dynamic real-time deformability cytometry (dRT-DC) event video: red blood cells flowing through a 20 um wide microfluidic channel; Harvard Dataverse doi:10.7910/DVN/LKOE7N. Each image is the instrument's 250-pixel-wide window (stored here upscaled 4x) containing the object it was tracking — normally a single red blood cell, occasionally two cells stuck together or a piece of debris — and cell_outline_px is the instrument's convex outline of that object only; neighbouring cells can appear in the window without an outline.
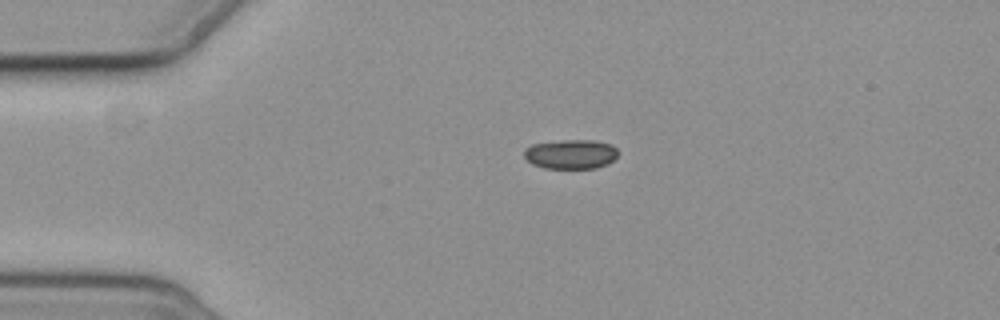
{"species": "common noctule bat (a hibernating species)", "species_latin": "Nyctalus noctula", "temperature_condition": "cold", "stored_images_in_passage": 3, "camera_frame_rate_fps": 3000, "um_per_image_px": 0.085, "animal": {"sex": "female", "body_mass_g": 19.3, "forearm_length_mm": 54.1}, "frame": {"image": 1, "passage_image": 1, "time_ms": 0.0, "image_size_px": [1000, 320], "cell_outline_px": [[620, 152], [608, 164], [596, 168], [544, 168], [532, 164], [524, 156], [524, 148], [532, 144], [560, 140], [592, 140], [612, 144]], "centroid_in_image_um": [48.52, 13.09], "position_along_channel_um": 36.5, "area_um2": 16.24}}
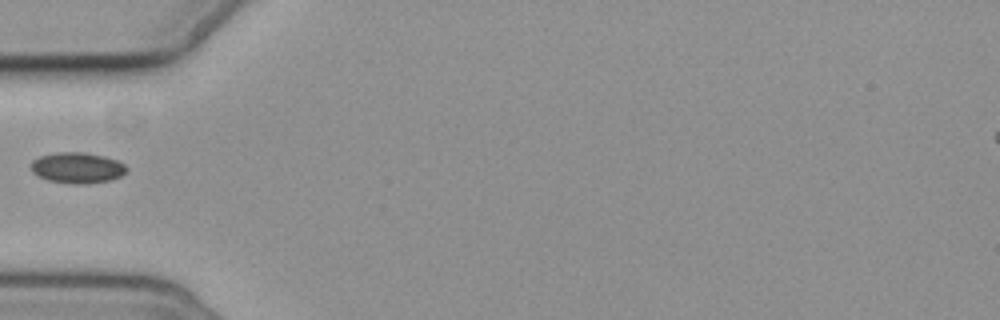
{"frame": {"image": 2, "passage_image": 3, "time_ms": 2.333, "image_size_px": [1000, 320], "cell_outline_px": [[128, 168], [120, 176], [112, 180], [88, 184], [72, 184], [48, 180], [32, 172], [32, 160], [40, 156], [56, 152], [84, 152], [104, 156], [116, 160], [124, 164]], "centroid_in_image_um": [6.58, 14.26], "position_along_channel_um": 78.4, "area_um2": 17.17}}